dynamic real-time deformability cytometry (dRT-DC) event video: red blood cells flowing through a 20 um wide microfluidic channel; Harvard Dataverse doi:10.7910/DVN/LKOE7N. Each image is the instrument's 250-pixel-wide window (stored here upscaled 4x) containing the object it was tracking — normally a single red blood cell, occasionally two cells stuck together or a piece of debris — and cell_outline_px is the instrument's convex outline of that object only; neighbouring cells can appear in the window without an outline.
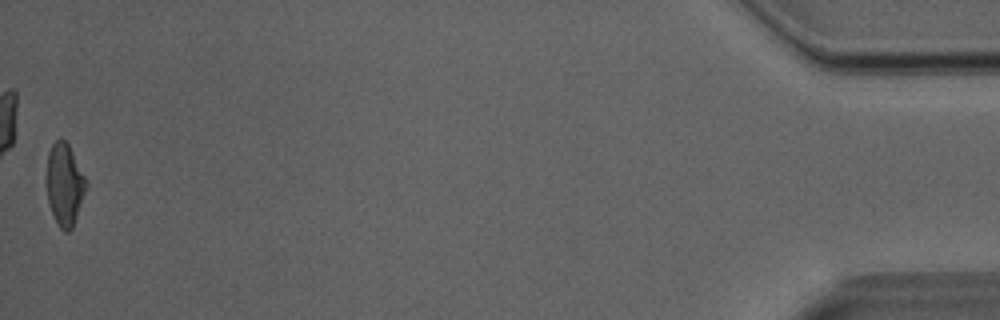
{"species": "Egyptian fruit bat (a non-hibernating species)", "species_latin": "Rousettus aegyptiacus", "temperature_condition": "room temperature", "stored_images_in_passage": 30, "camera_frame_rate_fps": 3000, "um_per_image_px": 0.085, "animal": {"sex": "male"}, "frame": {"image": 1, "passage_image": 30, "time_ms": 9.667, "image_size_px": [1000, 320], "cell_outline_px": [[88, 188], [72, 228], [68, 232], [64, 232], [60, 228], [52, 212], [48, 200], [48, 152], [52, 144], [60, 136], [68, 144], [88, 184]], "centroid_in_image_um": [5.52, 15.69], "position_along_channel_um": 429.7, "area_um2": 18.55}}